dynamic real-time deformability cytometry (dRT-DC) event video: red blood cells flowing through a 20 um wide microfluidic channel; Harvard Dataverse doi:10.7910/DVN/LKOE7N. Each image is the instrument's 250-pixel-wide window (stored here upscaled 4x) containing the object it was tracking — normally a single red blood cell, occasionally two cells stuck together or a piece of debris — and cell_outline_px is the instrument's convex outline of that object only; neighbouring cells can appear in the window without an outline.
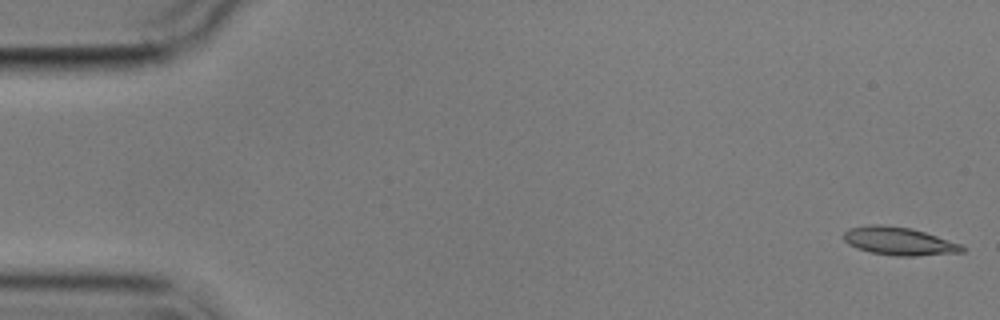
{"species": "common noctule bat (a hibernating species)", "species_latin": "Nyctalus noctula", "temperature_condition": "cold", "stored_images_in_passage": 7, "camera_frame_rate_fps": 3000, "um_per_image_px": 0.085, "animal": {"sex": "male", "body_mass_g": 17.9}, "frame": {"image": 1, "passage_image": 1, "time_ms": 0.0, "image_size_px": [1000, 320], "cell_outline_px": [[964, 252], [916, 256], [896, 256], [872, 252], [856, 248], [848, 244], [844, 240], [844, 232], [848, 228], [868, 224], [880, 224], [912, 228], [960, 244], [964, 248]], "centroid_in_image_um": [76.37, 20.49], "position_along_channel_um": 8.6, "area_um2": 19.31}}
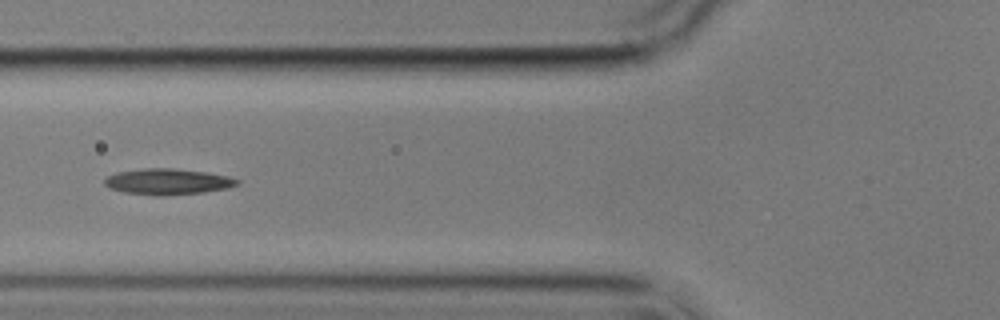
{"frame": {"image": 2, "passage_image": 6, "time_ms": 6.667, "image_size_px": [1000, 320], "cell_outline_px": [[240, 184], [228, 188], [204, 192], [156, 196], [124, 192], [108, 188], [104, 184], [104, 180], [108, 176], [116, 172], [144, 168], [172, 168], [208, 172], [228, 176], [240, 180]], "centroid_in_image_um": [14.26, 15.43], "position_along_channel_um": 111.5, "area_um2": 20.17}}
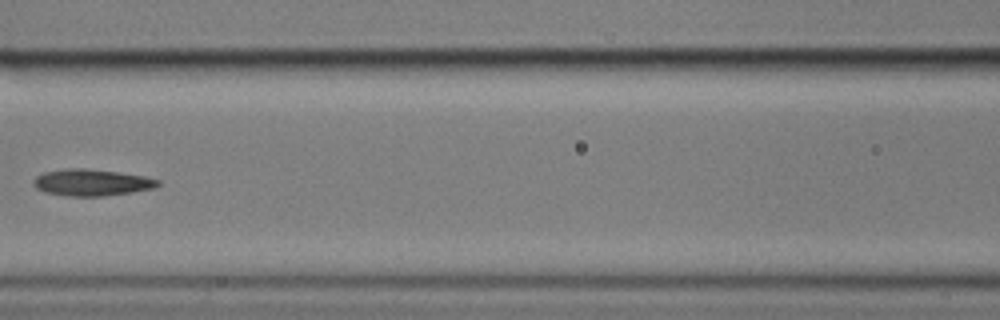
{"frame": {"image": 3, "passage_image": 7, "time_ms": 8.0, "image_size_px": [1000, 320], "cell_outline_px": [[160, 184], [152, 188], [132, 192], [104, 196], [68, 196], [44, 192], [36, 188], [32, 184], [32, 180], [36, 176], [44, 172], [68, 168], [84, 168], [116, 172], [144, 176], [160, 180]], "centroid_in_image_um": [7.75, 15.51], "position_along_channel_um": 158.9, "area_um2": 19.25}}